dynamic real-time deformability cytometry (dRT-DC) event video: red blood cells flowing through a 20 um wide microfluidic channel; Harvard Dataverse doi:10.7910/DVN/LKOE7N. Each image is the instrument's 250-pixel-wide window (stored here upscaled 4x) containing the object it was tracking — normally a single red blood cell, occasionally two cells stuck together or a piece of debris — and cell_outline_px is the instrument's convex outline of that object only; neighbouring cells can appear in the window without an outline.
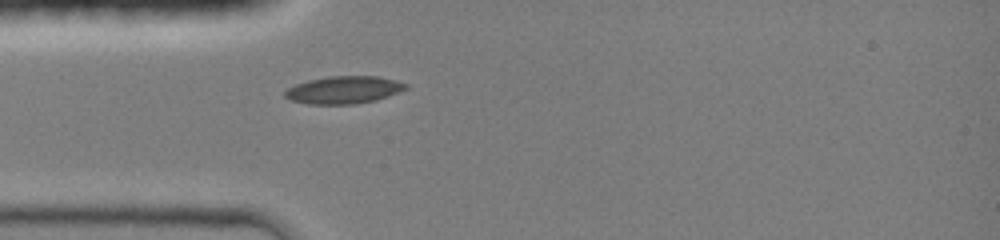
{"species": "common noctule bat (a hibernating species)", "species_latin": "Nyctalus noctula", "temperature_condition": "room temperature", "stored_images_in_passage": 4, "camera_frame_rate_fps": 3000, "um_per_image_px": 0.085, "animal": {"sex": "female", "body_mass_g": 19.0, "forearm_length_mm": 51.5}, "frame": {"image": 1, "passage_image": 4, "time_ms": 3.333, "image_size_px": [1000, 240], "cell_outline_px": [[408, 88], [388, 96], [376, 100], [356, 104], [308, 104], [292, 100], [284, 96], [284, 92], [288, 88], [296, 84], [308, 80], [328, 76], [380, 76], [408, 84]], "centroid_in_image_um": [29.23, 7.64], "position_along_channel_um": 55.8, "area_um2": 19.36}}